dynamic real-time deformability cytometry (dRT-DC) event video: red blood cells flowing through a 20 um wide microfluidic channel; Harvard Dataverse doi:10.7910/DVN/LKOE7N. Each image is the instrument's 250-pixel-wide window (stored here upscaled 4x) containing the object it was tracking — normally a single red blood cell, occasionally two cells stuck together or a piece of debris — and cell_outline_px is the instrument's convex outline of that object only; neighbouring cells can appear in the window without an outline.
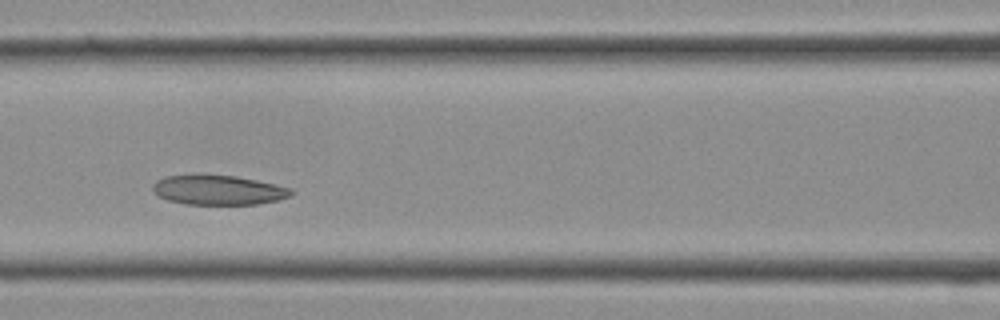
{"species": "Egyptian fruit bat (a non-hibernating species)", "species_latin": "Rousettus aegyptiacus", "temperature_condition": "cold", "stored_images_in_passage": 25, "camera_frame_rate_fps": 3000, "um_per_image_px": 0.085, "frame": {"image": 1, "passage_image": 8, "time_ms": 2.333, "image_size_px": [1000, 320], "cell_outline_px": [[296, 192], [280, 200], [256, 204], [184, 204], [168, 200], [152, 192], [152, 184], [156, 180], [164, 176], [196, 172], [200, 172], [236, 176], [256, 180], [292, 188]], "centroid_in_image_um": [18.5, 16.11], "position_along_channel_um": 148.1, "area_um2": 24.74}}
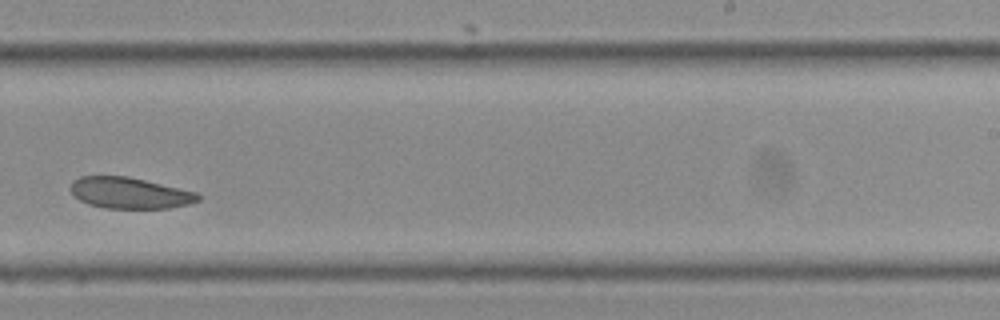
{"frame": {"image": 2, "passage_image": 14, "time_ms": 4.333, "image_size_px": [1000, 320], "cell_outline_px": [[200, 200], [188, 204], [168, 208], [108, 208], [88, 204], [80, 200], [72, 192], [72, 180], [80, 176], [128, 176], [196, 192], [200, 196]], "centroid_in_image_um": [11.03, 16.4], "position_along_channel_um": 278.0, "area_um2": 22.89}}
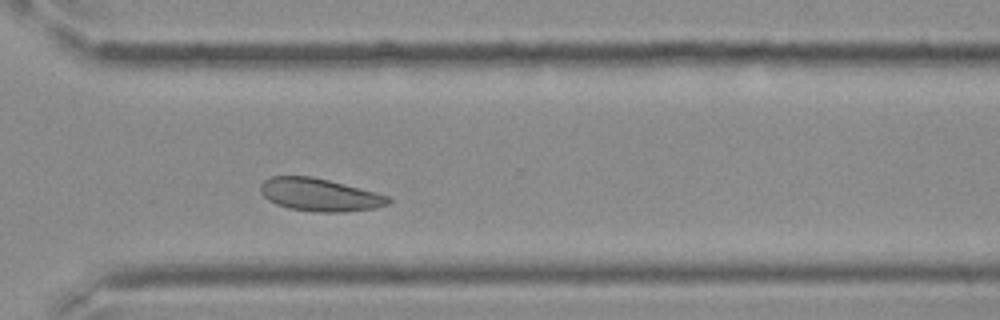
{"frame": {"image": 3, "passage_image": 17, "time_ms": 5.333, "image_size_px": [1000, 320], "cell_outline_px": [[392, 200], [388, 204], [376, 208], [344, 212], [312, 212], [288, 208], [276, 204], [268, 200], [260, 192], [260, 184], [264, 180], [272, 176], [312, 176], [376, 192], [388, 196]], "centroid_in_image_um": [27.15, 16.56], "position_along_channel_um": 343.4, "area_um2": 24.51}}